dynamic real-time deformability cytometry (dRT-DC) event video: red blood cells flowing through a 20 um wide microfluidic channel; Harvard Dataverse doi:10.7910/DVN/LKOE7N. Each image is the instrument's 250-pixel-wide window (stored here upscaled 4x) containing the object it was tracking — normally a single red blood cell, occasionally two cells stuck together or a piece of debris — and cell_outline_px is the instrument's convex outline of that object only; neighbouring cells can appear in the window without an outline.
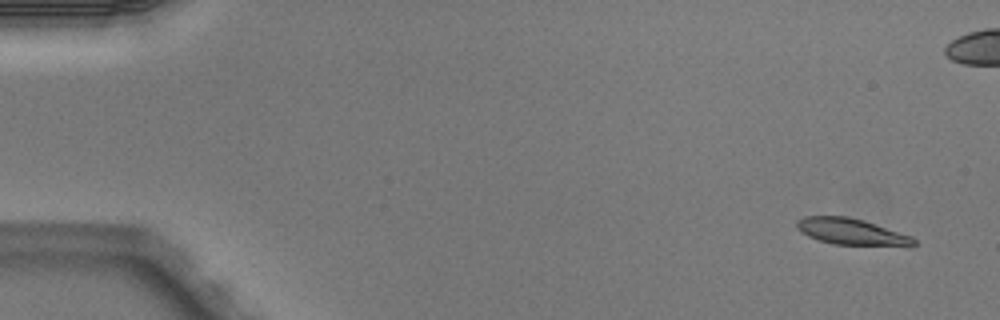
{"species": "Egyptian fruit bat (a non-hibernating species)", "species_latin": "Rousettus aegyptiacus", "temperature_condition": "warm", "stored_images_in_passage": 5, "camera_frame_rate_fps": 3000, "um_per_image_px": 0.085, "animal": {"sex": "male"}, "frame": {"image": 1, "passage_image": 1, "time_ms": 0.0, "image_size_px": [1000, 320], "cell_outline_px": [[916, 244], [912, 248], [908, 248], [832, 244], [808, 236], [796, 228], [796, 220], [804, 216], [848, 216], [864, 220], [912, 236], [916, 240]], "centroid_in_image_um": [72.47, 19.73], "position_along_channel_um": 12.5, "area_um2": 18.67}}